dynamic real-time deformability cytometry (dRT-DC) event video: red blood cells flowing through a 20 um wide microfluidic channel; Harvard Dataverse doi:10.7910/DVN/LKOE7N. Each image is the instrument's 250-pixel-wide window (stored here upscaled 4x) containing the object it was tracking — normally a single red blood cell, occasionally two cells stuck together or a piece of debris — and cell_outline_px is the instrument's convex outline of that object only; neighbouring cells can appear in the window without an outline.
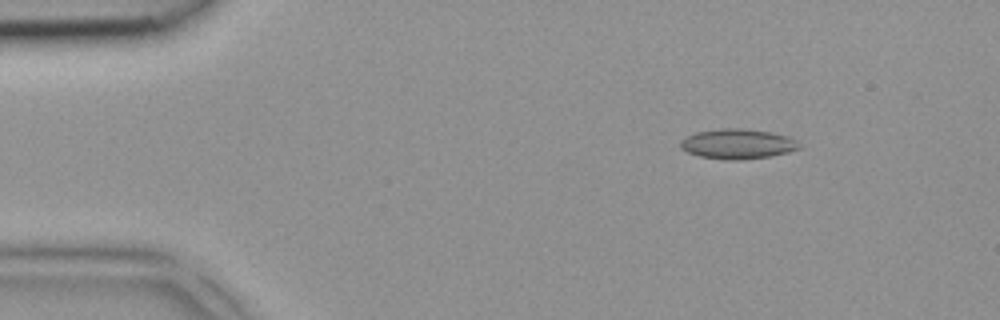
{"species": "common noctule bat (a hibernating species)", "species_latin": "Nyctalus noctula", "temperature_condition": "room temperature", "stored_images_in_passage": 4, "camera_frame_rate_fps": 3000, "um_per_image_px": 0.085, "animal": {"sex": "female", "body_mass_g": 18.4}, "frame": {"image": 1, "passage_image": 2, "time_ms": 0.333, "image_size_px": [1000, 320], "cell_outline_px": [[800, 148], [788, 152], [772, 156], [736, 160], [728, 160], [700, 156], [688, 152], [680, 148], [680, 140], [696, 132], [720, 128], [744, 128], [772, 132], [788, 136], [796, 140]], "centroid_in_image_um": [62.7, 12.22], "position_along_channel_um": 22.3, "area_um2": 20.75}}
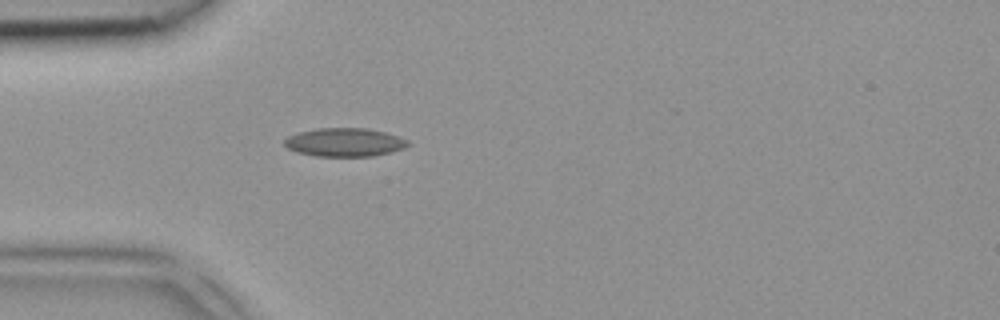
{"frame": {"image": 2, "passage_image": 4, "time_ms": 1.0, "image_size_px": [1000, 320], "cell_outline_px": [[412, 144], [404, 148], [372, 156], [316, 156], [296, 152], [288, 148], [284, 144], [284, 140], [288, 136], [300, 132], [316, 128], [368, 128], [384, 132], [408, 140]], "centroid_in_image_um": [29.28, 12.09], "position_along_channel_um": 55.7, "area_um2": 20.4}}